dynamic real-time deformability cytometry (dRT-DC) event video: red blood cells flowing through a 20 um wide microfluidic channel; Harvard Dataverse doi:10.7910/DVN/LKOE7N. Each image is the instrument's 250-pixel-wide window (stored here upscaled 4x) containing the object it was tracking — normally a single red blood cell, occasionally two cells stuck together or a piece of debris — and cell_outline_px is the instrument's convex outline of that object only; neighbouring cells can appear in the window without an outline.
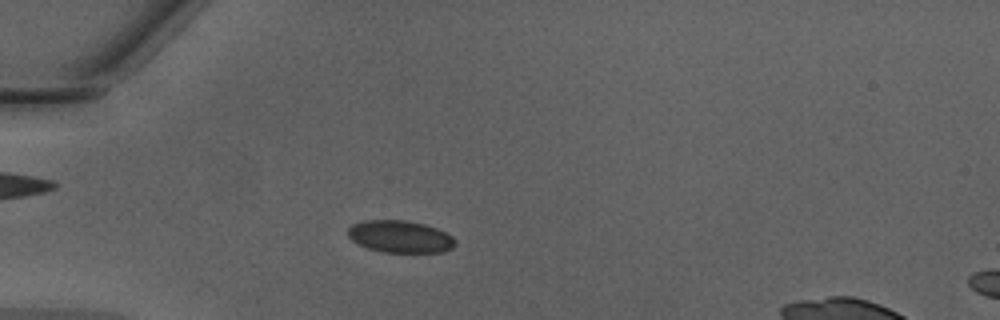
{"species": "Egyptian fruit bat (a non-hibernating species)", "species_latin": "Rousettus aegyptiacus", "temperature_condition": "warm", "stored_images_in_passage": 45, "camera_frame_rate_fps": 3000, "um_per_image_px": 0.085, "animal": {"sex": "male"}, "frame": {"image": 1, "passage_image": 10, "time_ms": 3.0, "image_size_px": [1000, 320], "cell_outline_px": [[456, 244], [452, 248], [444, 252], [384, 252], [368, 248], [352, 240], [348, 236], [348, 228], [352, 224], [364, 220], [408, 220], [424, 224], [436, 228], [452, 236], [456, 240]], "centroid_in_image_um": [34.02, 20.1], "position_along_channel_um": 51.0, "area_um2": 20.11}}
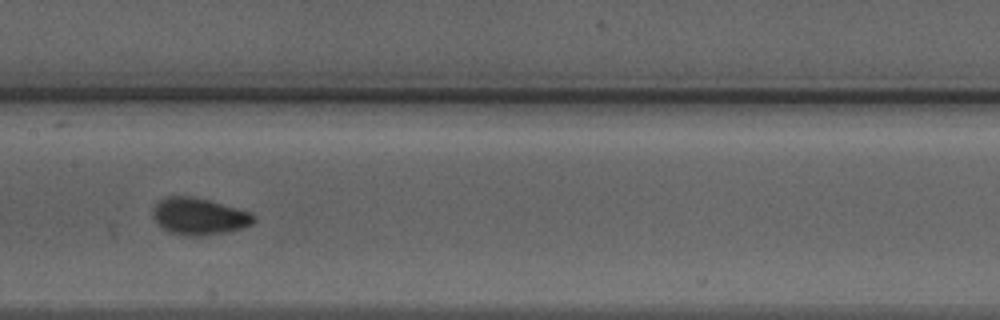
{"frame": {"image": 2, "passage_image": 21, "time_ms": 6.667, "image_size_px": [1000, 320], "cell_outline_px": [[256, 220], [252, 224], [240, 228], [224, 232], [200, 236], [184, 236], [168, 232], [152, 216], [152, 208], [164, 196], [192, 196], [208, 200], [252, 212], [256, 216]], "centroid_in_image_um": [16.92, 18.38], "position_along_channel_um": 190.5, "area_um2": 21.68}}
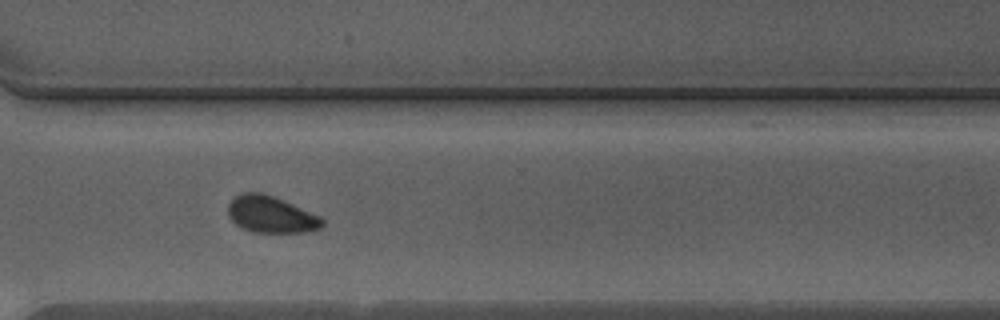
{"frame": {"image": 3, "passage_image": 32, "time_ms": 10.333, "image_size_px": [1000, 320], "cell_outline_px": [[324, 224], [320, 228], [304, 232], [252, 232], [236, 224], [228, 216], [228, 204], [236, 196], [244, 192], [260, 192], [284, 200], [320, 216], [324, 220]], "centroid_in_image_um": [23.03, 18.23], "position_along_channel_um": 347.6, "area_um2": 20.0}, "authors_computed_cell_mechanics": {"area_um2": 20.3456, "velocity_mm_per_s": 4.2883, "shape_relaxation_time_tau1_ms": 1.6417, "shape_relaxation_time_tau2_ms": null, "deformation_change_tau1": 0.0614, "deformation_change_tau2": null}}